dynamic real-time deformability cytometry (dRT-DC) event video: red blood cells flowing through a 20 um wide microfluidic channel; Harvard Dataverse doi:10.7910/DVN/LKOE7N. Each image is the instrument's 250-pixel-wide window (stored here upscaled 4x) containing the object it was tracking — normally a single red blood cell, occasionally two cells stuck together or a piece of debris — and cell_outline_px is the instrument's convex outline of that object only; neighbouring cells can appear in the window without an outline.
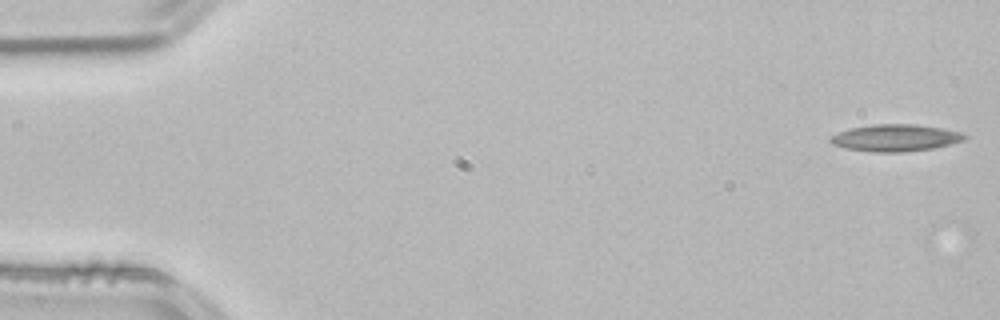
{"species": "common noctule bat (a hibernating species)", "species_latin": "Nyctalus noctula", "temperature_condition": "room temperature", "stored_images_in_passage": 14, "camera_frame_rate_fps": 3000, "um_per_image_px": 0.085, "animal": {"sex": "male", "body_mass_g": 21.5, "forearm_length_mm": 52.0}, "frame": {"image": 1, "passage_image": 1, "time_ms": 0.0, "image_size_px": [1000, 320], "cell_outline_px": [[968, 136], [964, 140], [932, 148], [904, 152], [872, 152], [844, 148], [832, 144], [828, 140], [832, 136], [840, 132], [852, 128], [872, 124], [916, 124], [964, 132]], "centroid_in_image_um": [76.12, 11.72], "position_along_channel_um": 8.9, "area_um2": 20.98}}
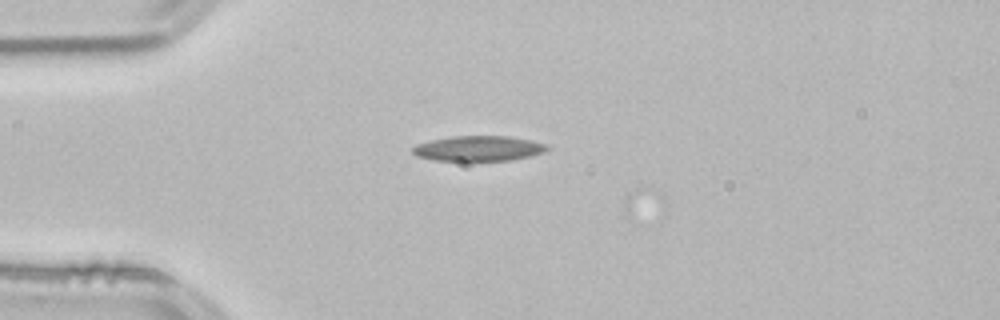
{"frame": {"image": 2, "passage_image": 13, "time_ms": 4.0, "image_size_px": [1000, 320], "cell_outline_px": [[548, 148], [544, 152], [532, 156], [512, 160], [432, 160], [416, 156], [412, 152], [412, 148], [416, 144], [432, 140], [452, 136], [508, 136], [532, 140], [548, 144]], "centroid_in_image_um": [40.69, 12.61], "position_along_channel_um": 44.3, "area_um2": 19.77}}